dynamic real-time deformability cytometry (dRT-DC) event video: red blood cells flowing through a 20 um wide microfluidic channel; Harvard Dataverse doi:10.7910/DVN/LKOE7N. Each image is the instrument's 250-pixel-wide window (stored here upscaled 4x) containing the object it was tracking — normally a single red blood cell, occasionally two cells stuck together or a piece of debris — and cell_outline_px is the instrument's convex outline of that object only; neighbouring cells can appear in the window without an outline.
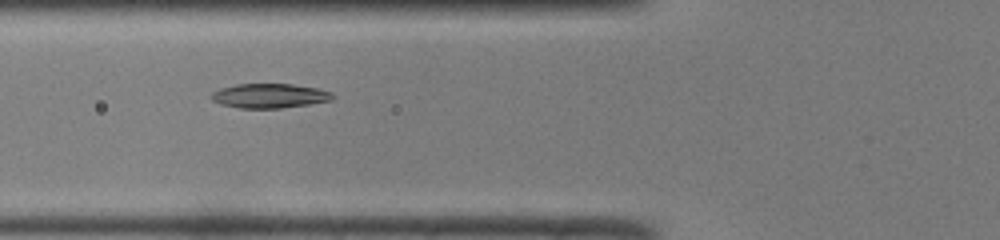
{"species": "common noctule bat (a hibernating species)", "species_latin": "Nyctalus noctula", "temperature_condition": "room temperature", "stored_images_in_passage": 42, "camera_frame_rate_fps": 3000, "um_per_image_px": 0.085, "animal": {"sex": "male", "body_mass_g": 19.0, "forearm_length_mm": 50.8}, "frame": {"image": 1, "passage_image": 11, "time_ms": 3.333, "image_size_px": [1000, 240], "cell_outline_px": [[336, 96], [332, 100], [308, 104], [280, 108], [240, 108], [220, 104], [212, 100], [212, 92], [220, 88], [236, 84], [292, 84], [316, 88], [332, 92]], "centroid_in_image_um": [22.92, 8.14], "position_along_channel_um": 102.9, "area_um2": 17.22}}
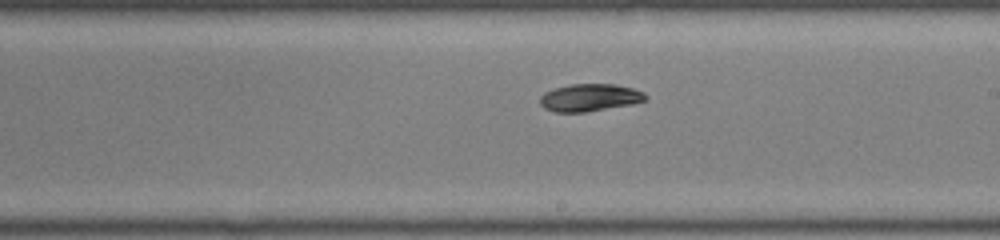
{"frame": {"image": 2, "passage_image": 21, "time_ms": 6.667, "image_size_px": [1000, 240], "cell_outline_px": [[648, 96], [644, 100], [632, 104], [584, 112], [556, 112], [544, 108], [540, 104], [540, 96], [544, 92], [556, 88], [572, 84], [616, 84], [632, 88], [644, 92]], "centroid_in_image_um": [50.12, 8.29], "position_along_channel_um": 238.9, "area_um2": 16.76}}
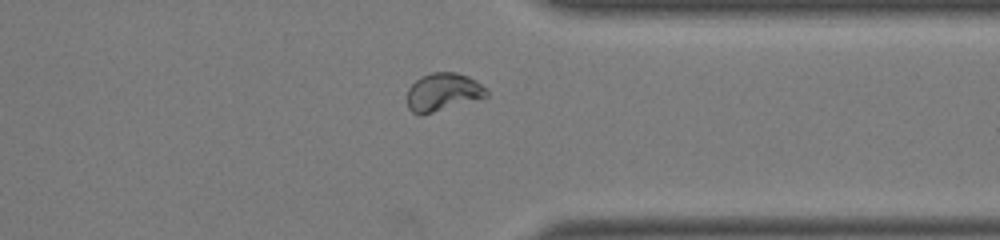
{"frame": {"image": 3, "passage_image": 31, "time_ms": 10.0, "image_size_px": [1000, 240], "cell_outline_px": [[488, 96], [420, 116], [412, 112], [408, 108], [408, 88], [420, 76], [432, 72], [456, 72], [468, 76], [480, 84], [488, 92]], "centroid_in_image_um": [37.62, 7.82], "position_along_channel_um": 373.8, "area_um2": 17.4}, "authors_computed_cell_mechanics": {"area_um2": 17.629, "velocity_mm_per_s": 4.0923, "shape_relaxation_time_tau1_ms": 8.8773, "shape_relaxation_time_tau2_ms": null, "deformation_change_tau1": 0.2207, "deformation_change_tau2": null}}